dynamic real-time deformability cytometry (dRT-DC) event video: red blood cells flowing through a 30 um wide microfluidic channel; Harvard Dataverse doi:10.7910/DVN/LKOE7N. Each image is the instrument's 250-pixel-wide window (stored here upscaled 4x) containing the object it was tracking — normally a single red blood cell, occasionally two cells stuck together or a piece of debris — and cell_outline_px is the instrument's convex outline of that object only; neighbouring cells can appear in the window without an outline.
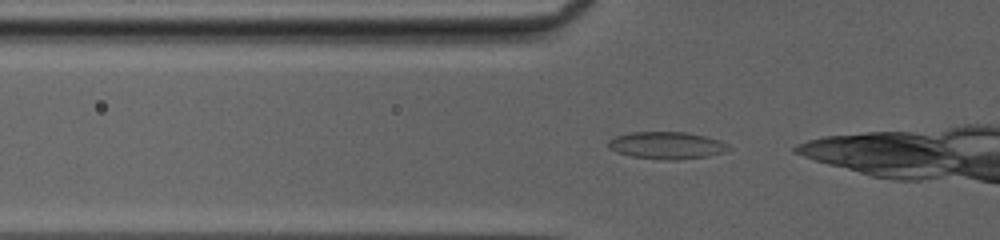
{"species": "common noctule bat (a hibernating species)", "species_latin": "Nyctalus noctula", "temperature_condition": "cold", "stored_images_in_passage": 25, "camera_frame_rate_fps": 3000, "um_per_image_px": 0.085, "animal": {"sex": "female", "body_mass_g": 20.0, "forearm_length_mm": 54.0}, "frame": {"image": 1, "passage_image": 2, "time_ms": 0.333, "image_size_px": [1000, 240], "cell_outline_px": [[732, 148], [724, 152], [708, 156], [676, 160], [664, 160], [632, 156], [616, 152], [608, 148], [608, 140], [616, 136], [632, 132], [684, 132], [704, 136], [720, 140], [728, 144]], "centroid_in_image_um": [56.67, 12.36], "position_along_channel_um": 69.1, "area_um2": 19.07}}
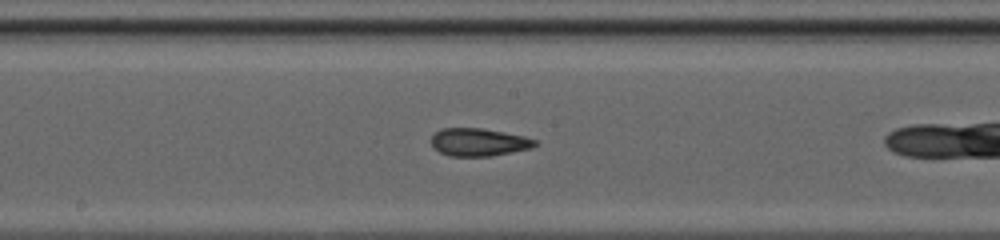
{"frame": {"image": 2, "passage_image": 12, "time_ms": 3.667, "image_size_px": [1000, 240], "cell_outline_px": [[536, 144], [532, 148], [492, 156], [448, 156], [432, 148], [432, 136], [440, 128], [484, 128], [524, 136], [536, 140]], "centroid_in_image_um": [40.67, 12.08], "position_along_channel_um": 207.5, "area_um2": 16.88}}
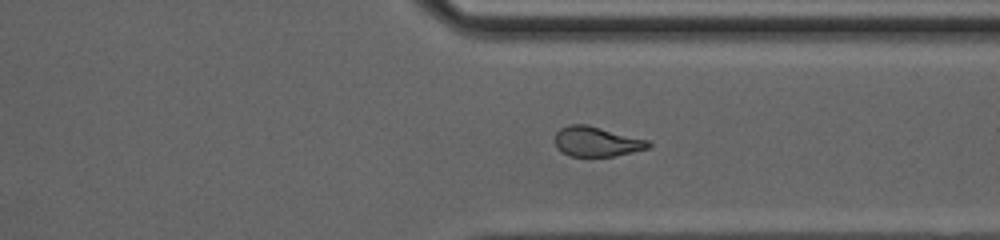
{"frame": {"image": 3, "passage_image": 23, "time_ms": 7.333, "image_size_px": [1000, 240], "cell_outline_px": [[652, 144], [648, 148], [616, 156], [572, 156], [560, 152], [556, 148], [556, 132], [560, 128], [568, 124], [588, 124], [648, 140]], "centroid_in_image_um": [50.7, 12.03], "position_along_channel_um": 360.7, "area_um2": 16.36}}